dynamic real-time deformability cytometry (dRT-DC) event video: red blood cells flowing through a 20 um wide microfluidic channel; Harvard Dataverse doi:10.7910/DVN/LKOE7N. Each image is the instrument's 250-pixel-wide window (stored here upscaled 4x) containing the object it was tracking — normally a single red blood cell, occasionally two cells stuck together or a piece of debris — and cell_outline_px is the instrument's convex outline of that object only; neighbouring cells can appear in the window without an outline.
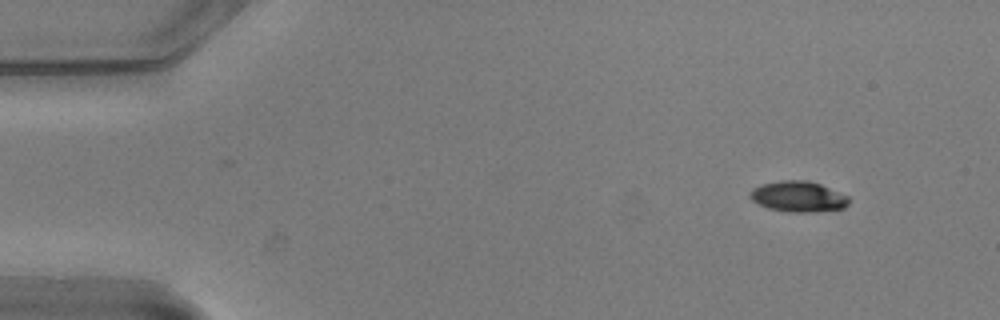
{"species": "common noctule bat (a hibernating species)", "species_latin": "Nyctalus noctula", "temperature_condition": "warm", "stored_images_in_passage": 11, "camera_frame_rate_fps": 3000, "um_per_image_px": 0.085, "animal": {"sex": "male", "body_mass_g": 20.5, "forearm_length_mm": 52.5}, "frame": {"image": 1, "passage_image": 1, "time_ms": 0.0, "image_size_px": [1000, 320], "cell_outline_px": [[848, 204], [844, 208], [816, 212], [788, 212], [768, 208], [752, 200], [748, 196], [748, 192], [752, 188], [764, 184], [780, 180], [808, 180], [820, 184], [848, 196]], "centroid_in_image_um": [67.83, 16.71], "position_along_channel_um": 17.2, "area_um2": 17.69}}